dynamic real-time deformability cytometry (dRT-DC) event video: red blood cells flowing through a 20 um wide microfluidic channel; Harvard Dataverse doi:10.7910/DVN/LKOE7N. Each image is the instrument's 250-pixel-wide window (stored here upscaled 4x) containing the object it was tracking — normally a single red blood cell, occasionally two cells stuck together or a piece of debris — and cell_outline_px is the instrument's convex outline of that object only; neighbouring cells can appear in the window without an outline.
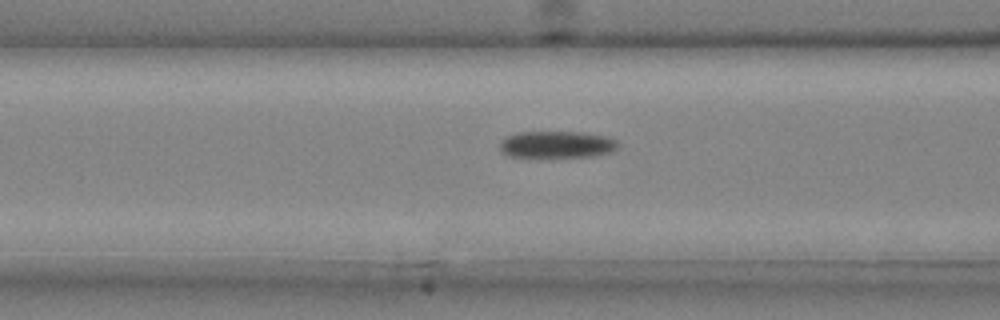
{"species": "common noctule bat (a hibernating species)", "species_latin": "Nyctalus noctula", "temperature_condition": "cold", "stored_images_in_passage": 40, "camera_frame_rate_fps": 3000, "um_per_image_px": 0.085, "animal": {"sex": "male", "body_mass_g": 20.4}, "frame": {"image": 1, "passage_image": 17, "time_ms": 5.333, "image_size_px": [1000, 320], "cell_outline_px": [[620, 144], [612, 152], [596, 156], [508, 156], [500, 152], [500, 140], [508, 136], [520, 132], [580, 132], [608, 136], [616, 140]], "centroid_in_image_um": [47.36, 12.27], "position_along_channel_um": 119.2, "area_um2": 18.44}}
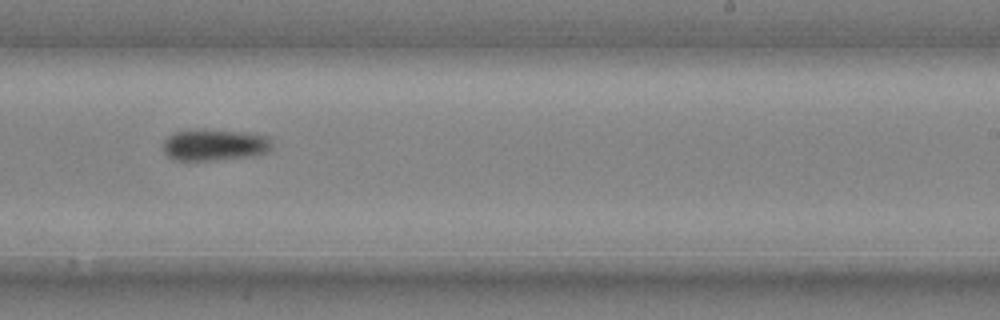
{"frame": {"image": 2, "passage_image": 27, "time_ms": 8.667, "image_size_px": [1000, 320], "cell_outline_px": [[272, 148], [268, 152], [256, 156], [216, 160], [176, 160], [168, 156], [164, 152], [164, 140], [172, 132], [240, 132], [268, 136], [272, 140]], "centroid_in_image_um": [18.3, 12.37], "position_along_channel_um": 270.7, "area_um2": 19.36}}
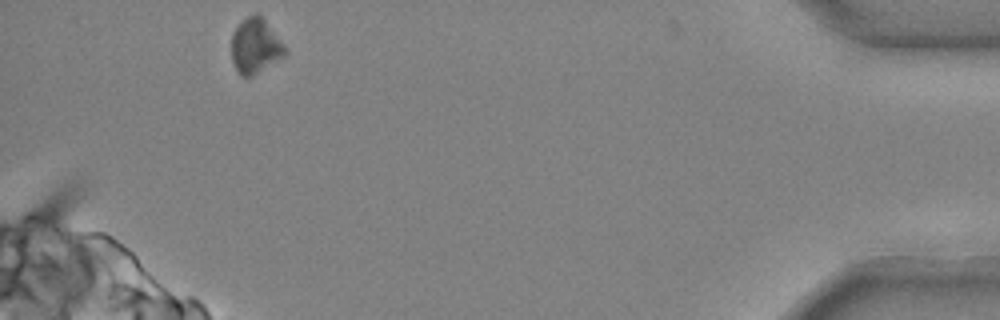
{"frame": {"image": 3, "passage_image": 40, "time_ms": 13.0, "image_size_px": [1000, 320], "cell_outline_px": [[288, 52], [284, 56], [252, 76], [240, 76], [232, 60], [232, 36], [236, 28], [248, 16], [256, 12], [264, 20], [284, 44]], "centroid_in_image_um": [21.71, 3.92], "position_along_channel_um": 413.5, "area_um2": 16.76}}